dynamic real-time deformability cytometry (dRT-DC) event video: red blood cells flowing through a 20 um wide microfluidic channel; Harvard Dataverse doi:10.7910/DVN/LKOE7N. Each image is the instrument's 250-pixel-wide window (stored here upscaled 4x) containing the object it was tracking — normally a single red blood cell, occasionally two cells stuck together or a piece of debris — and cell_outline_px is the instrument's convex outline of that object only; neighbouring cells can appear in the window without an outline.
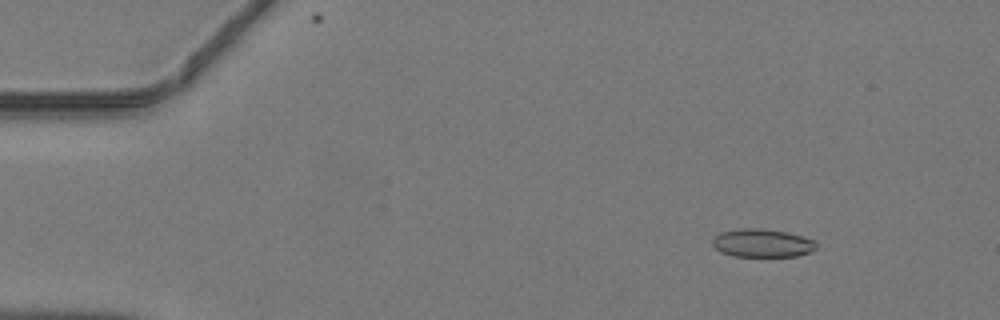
{"species": "common noctule bat (a hibernating species)", "species_latin": "Nyctalus noctula", "temperature_condition": "warm", "stored_images_in_passage": 10, "camera_frame_rate_fps": 3000, "um_per_image_px": 0.085, "animal": {"sex": "male", "body_mass_g": 19.2, "forearm_length_mm": 51.8}, "frame": {"image": 1, "passage_image": 6, "time_ms": 1.667, "image_size_px": [1000, 320], "cell_outline_px": [[816, 248], [808, 252], [796, 256], [732, 256], [720, 252], [712, 244], [712, 240], [720, 232], [740, 228], [760, 228], [788, 232], [812, 240], [816, 244]], "centroid_in_image_um": [64.74, 20.65], "position_along_channel_um": 20.3, "area_um2": 16.94}}